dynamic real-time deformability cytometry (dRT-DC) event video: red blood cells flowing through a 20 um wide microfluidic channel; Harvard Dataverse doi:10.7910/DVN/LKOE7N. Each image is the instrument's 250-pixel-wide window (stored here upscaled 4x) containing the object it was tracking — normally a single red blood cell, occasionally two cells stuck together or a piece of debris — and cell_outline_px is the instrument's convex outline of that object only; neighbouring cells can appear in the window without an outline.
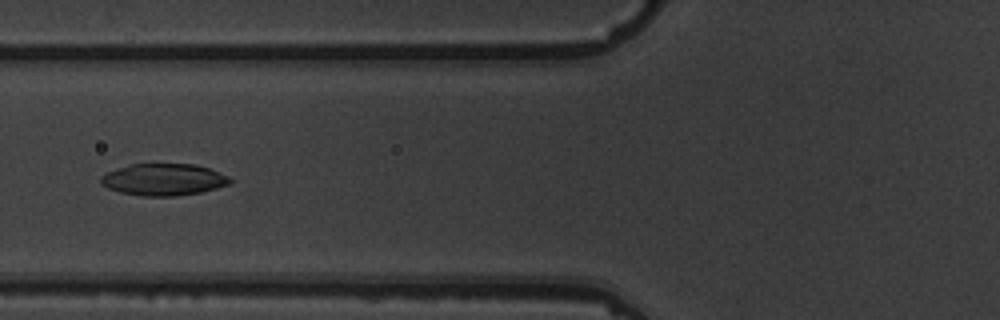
{"species": "common noctule bat (a hibernating species)", "species_latin": "Nyctalus noctula", "temperature_condition": "warm", "stored_images_in_passage": 10, "camera_frame_rate_fps": 3000, "um_per_image_px": 0.085, "animal": {"sex": "male", "body_mass_g": 19.5, "forearm_length_mm": 54.6}, "frame": {"image": 1, "passage_image": 5, "time_ms": 5.667, "image_size_px": [1000, 320], "cell_outline_px": [[232, 184], [200, 192], [176, 196], [140, 196], [120, 192], [108, 188], [100, 184], [100, 176], [108, 172], [132, 164], [196, 164], [208, 168], [228, 176], [232, 180]], "centroid_in_image_um": [13.91, 15.27], "position_along_channel_um": 111.9, "area_um2": 23.93}}
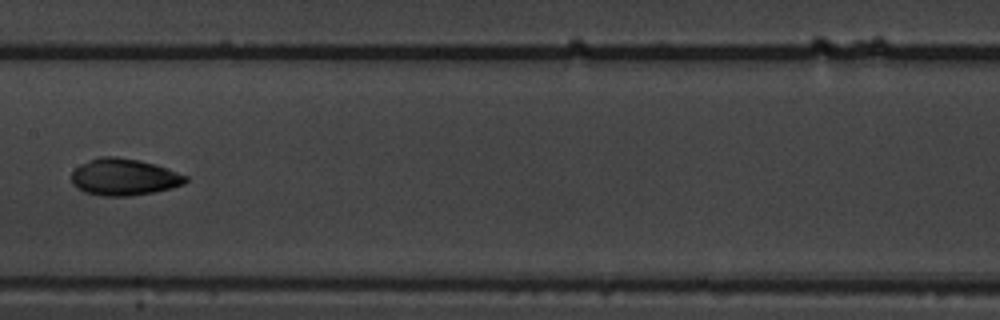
{"frame": {"image": 2, "passage_image": 7, "time_ms": 8.0, "image_size_px": [1000, 320], "cell_outline_px": [[188, 180], [184, 184], [172, 188], [152, 192], [128, 196], [104, 196], [84, 192], [76, 188], [72, 184], [72, 172], [80, 164], [100, 156], [116, 156], [156, 164], [188, 176]], "centroid_in_image_um": [10.53, 15.05], "position_along_channel_um": 196.9, "area_um2": 24.45}}
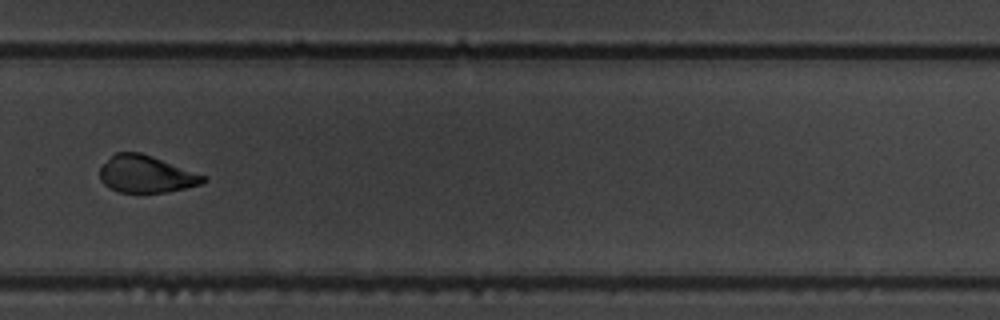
{"frame": {"image": 3, "passage_image": 10, "time_ms": 11.333, "image_size_px": [1000, 320], "cell_outline_px": [[208, 180], [200, 184], [168, 192], [120, 192], [108, 188], [100, 180], [100, 168], [116, 152], [140, 152], [152, 156], [208, 176]], "centroid_in_image_um": [12.44, 14.8], "position_along_channel_um": 317.4, "area_um2": 22.31}}